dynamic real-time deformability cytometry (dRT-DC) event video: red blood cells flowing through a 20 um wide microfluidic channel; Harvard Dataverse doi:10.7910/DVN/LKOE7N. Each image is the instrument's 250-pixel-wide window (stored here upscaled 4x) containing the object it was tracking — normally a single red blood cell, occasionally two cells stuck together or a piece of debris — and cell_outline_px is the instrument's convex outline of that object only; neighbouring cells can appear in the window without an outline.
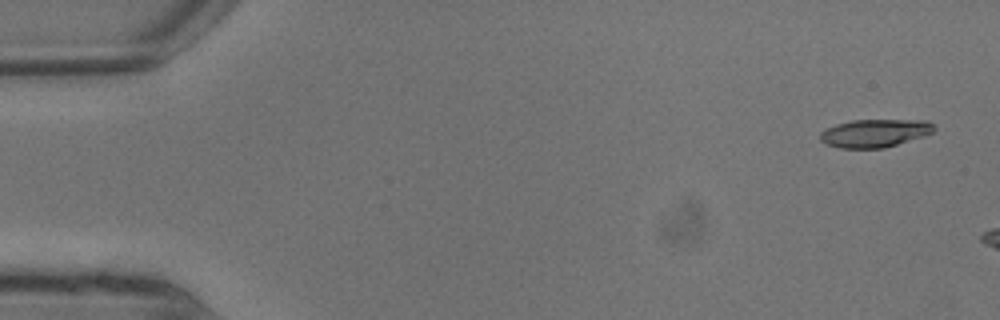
{"species": "common noctule bat (a hibernating species)", "species_latin": "Nyctalus noctula", "temperature_condition": "warm", "stored_images_in_passage": 4, "camera_frame_rate_fps": 3000, "um_per_image_px": 0.085, "animal": {"sex": "male", "body_mass_g": 13.3}, "frame": {"image": 1, "passage_image": 1, "time_ms": 0.0, "image_size_px": [1000, 320], "cell_outline_px": [[936, 128], [932, 132], [924, 136], [884, 148], [840, 148], [828, 144], [820, 140], [820, 132], [836, 124], [852, 120], [928, 120]], "centroid_in_image_um": [74.37, 11.31], "position_along_channel_um": 10.6, "area_um2": 18.5}}